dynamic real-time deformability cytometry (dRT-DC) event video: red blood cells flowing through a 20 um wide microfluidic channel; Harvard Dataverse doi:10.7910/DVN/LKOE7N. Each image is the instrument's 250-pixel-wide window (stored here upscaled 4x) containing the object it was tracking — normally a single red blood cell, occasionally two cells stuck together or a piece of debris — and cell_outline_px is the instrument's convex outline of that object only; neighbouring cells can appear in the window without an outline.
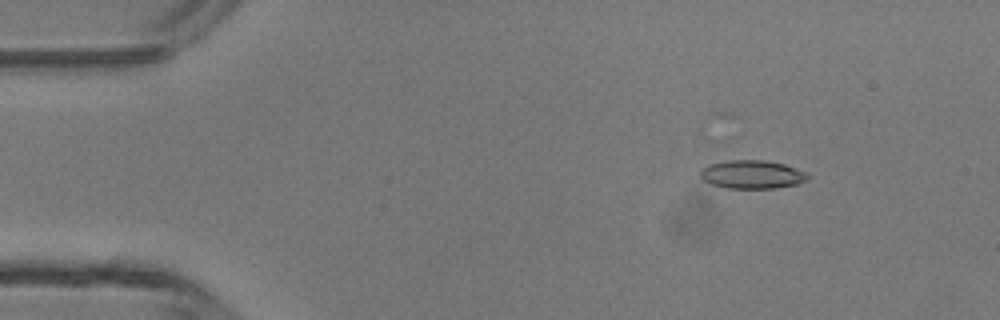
{"species": "common noctule bat (a hibernating species)", "species_latin": "Nyctalus noctula", "temperature_condition": "room temperature", "stored_images_in_passage": 3, "camera_frame_rate_fps": 3000, "um_per_image_px": 0.085, "animal": {"sex": "male", "body_mass_g": 13.3}, "frame": {"image": 1, "passage_image": 1, "time_ms": 0.0, "image_size_px": [1000, 320], "cell_outline_px": [[808, 180], [796, 184], [776, 188], [728, 188], [712, 184], [704, 180], [700, 176], [700, 168], [708, 164], [728, 160], [764, 160], [784, 164], [796, 168], [804, 172], [808, 176]], "centroid_in_image_um": [63.9, 14.82], "position_along_channel_um": 21.1, "area_um2": 17.74}}